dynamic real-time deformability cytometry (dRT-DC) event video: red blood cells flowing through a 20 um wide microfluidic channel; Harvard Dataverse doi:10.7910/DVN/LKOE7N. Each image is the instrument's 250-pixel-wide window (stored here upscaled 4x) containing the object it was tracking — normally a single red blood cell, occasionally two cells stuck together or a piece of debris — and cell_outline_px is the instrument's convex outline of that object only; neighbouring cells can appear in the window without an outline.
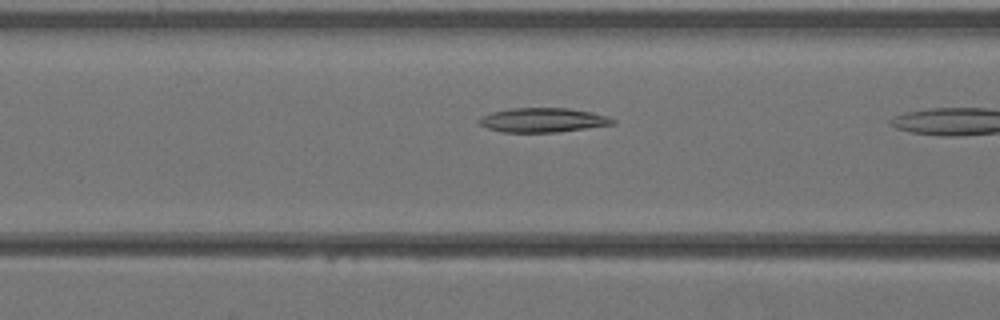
{"species": "Egyptian fruit bat (a non-hibernating species)", "species_latin": "Rousettus aegyptiacus", "temperature_condition": "warm", "stored_images_in_passage": 9, "camera_frame_rate_fps": 3000, "um_per_image_px": 0.085, "animal": {"sex": "female"}, "frame": {"image": 1, "passage_image": 8, "time_ms": 2.333, "image_size_px": [1000, 320], "cell_outline_px": [[616, 124], [556, 132], [500, 132], [488, 128], [480, 124], [476, 120], [480, 116], [492, 112], [512, 108], [568, 108], [592, 112], [608, 116], [616, 120]], "centroid_in_image_um": [46.14, 10.2], "position_along_channel_um": 120.5, "area_um2": 19.02}}